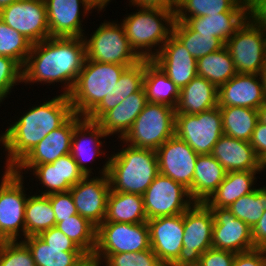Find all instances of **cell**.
Returning a JSON list of instances; mask_svg holds the SVG:
<instances>
[{
	"label": "cell",
	"mask_w": 266,
	"mask_h": 266,
	"mask_svg": "<svg viewBox=\"0 0 266 266\" xmlns=\"http://www.w3.org/2000/svg\"><path fill=\"white\" fill-rule=\"evenodd\" d=\"M86 59L84 37H49L32 44L23 66V82L26 84L63 82L69 95Z\"/></svg>",
	"instance_id": "6da1fadb"
},
{
	"label": "cell",
	"mask_w": 266,
	"mask_h": 266,
	"mask_svg": "<svg viewBox=\"0 0 266 266\" xmlns=\"http://www.w3.org/2000/svg\"><path fill=\"white\" fill-rule=\"evenodd\" d=\"M73 114L69 96L62 93L39 106H32L0 135V144L8 152L5 169H13L45 136Z\"/></svg>",
	"instance_id": "7a4b0ae2"
},
{
	"label": "cell",
	"mask_w": 266,
	"mask_h": 266,
	"mask_svg": "<svg viewBox=\"0 0 266 266\" xmlns=\"http://www.w3.org/2000/svg\"><path fill=\"white\" fill-rule=\"evenodd\" d=\"M108 160L111 191L143 195L159 174L157 153L151 149L127 144Z\"/></svg>",
	"instance_id": "3957f363"
},
{
	"label": "cell",
	"mask_w": 266,
	"mask_h": 266,
	"mask_svg": "<svg viewBox=\"0 0 266 266\" xmlns=\"http://www.w3.org/2000/svg\"><path fill=\"white\" fill-rule=\"evenodd\" d=\"M139 9L138 12L124 17L121 24L130 46L137 55L141 59L152 60L172 35L175 11L159 7H139ZM157 45L159 49H155L156 52L152 51Z\"/></svg>",
	"instance_id": "277c9868"
},
{
	"label": "cell",
	"mask_w": 266,
	"mask_h": 266,
	"mask_svg": "<svg viewBox=\"0 0 266 266\" xmlns=\"http://www.w3.org/2000/svg\"><path fill=\"white\" fill-rule=\"evenodd\" d=\"M127 66L84 61L69 99L73 112L86 117L116 86Z\"/></svg>",
	"instance_id": "5b68a950"
},
{
	"label": "cell",
	"mask_w": 266,
	"mask_h": 266,
	"mask_svg": "<svg viewBox=\"0 0 266 266\" xmlns=\"http://www.w3.org/2000/svg\"><path fill=\"white\" fill-rule=\"evenodd\" d=\"M175 108L147 102L130 130L121 139L124 144L156 151L175 135Z\"/></svg>",
	"instance_id": "8992f818"
},
{
	"label": "cell",
	"mask_w": 266,
	"mask_h": 266,
	"mask_svg": "<svg viewBox=\"0 0 266 266\" xmlns=\"http://www.w3.org/2000/svg\"><path fill=\"white\" fill-rule=\"evenodd\" d=\"M84 40L88 60L127 67L142 60L130 46L122 24L104 21L90 39L84 36Z\"/></svg>",
	"instance_id": "52a82bcc"
},
{
	"label": "cell",
	"mask_w": 266,
	"mask_h": 266,
	"mask_svg": "<svg viewBox=\"0 0 266 266\" xmlns=\"http://www.w3.org/2000/svg\"><path fill=\"white\" fill-rule=\"evenodd\" d=\"M225 46L237 73L262 75L266 68V31L249 17L227 40Z\"/></svg>",
	"instance_id": "ba28073f"
},
{
	"label": "cell",
	"mask_w": 266,
	"mask_h": 266,
	"mask_svg": "<svg viewBox=\"0 0 266 266\" xmlns=\"http://www.w3.org/2000/svg\"><path fill=\"white\" fill-rule=\"evenodd\" d=\"M214 216L210 207L195 202L183 213V247L171 265L199 264L201 255L212 248Z\"/></svg>",
	"instance_id": "9c48e42d"
},
{
	"label": "cell",
	"mask_w": 266,
	"mask_h": 266,
	"mask_svg": "<svg viewBox=\"0 0 266 266\" xmlns=\"http://www.w3.org/2000/svg\"><path fill=\"white\" fill-rule=\"evenodd\" d=\"M1 181L0 241L18 240L21 231L25 238V205L28 197L23 192V176L13 169H6Z\"/></svg>",
	"instance_id": "30bf717a"
},
{
	"label": "cell",
	"mask_w": 266,
	"mask_h": 266,
	"mask_svg": "<svg viewBox=\"0 0 266 266\" xmlns=\"http://www.w3.org/2000/svg\"><path fill=\"white\" fill-rule=\"evenodd\" d=\"M223 134L219 106L195 115H175V135L184 140L198 155L211 154L213 146Z\"/></svg>",
	"instance_id": "8fae6325"
},
{
	"label": "cell",
	"mask_w": 266,
	"mask_h": 266,
	"mask_svg": "<svg viewBox=\"0 0 266 266\" xmlns=\"http://www.w3.org/2000/svg\"><path fill=\"white\" fill-rule=\"evenodd\" d=\"M147 222H103L97 227L96 247L93 254H119L150 249Z\"/></svg>",
	"instance_id": "7c38bea8"
},
{
	"label": "cell",
	"mask_w": 266,
	"mask_h": 266,
	"mask_svg": "<svg viewBox=\"0 0 266 266\" xmlns=\"http://www.w3.org/2000/svg\"><path fill=\"white\" fill-rule=\"evenodd\" d=\"M142 196L148 220L182 214L195 203L187 188L160 173Z\"/></svg>",
	"instance_id": "4fadbf2b"
},
{
	"label": "cell",
	"mask_w": 266,
	"mask_h": 266,
	"mask_svg": "<svg viewBox=\"0 0 266 266\" xmlns=\"http://www.w3.org/2000/svg\"><path fill=\"white\" fill-rule=\"evenodd\" d=\"M0 20L32 44L50 37L44 0H19L0 10Z\"/></svg>",
	"instance_id": "5bb4252c"
},
{
	"label": "cell",
	"mask_w": 266,
	"mask_h": 266,
	"mask_svg": "<svg viewBox=\"0 0 266 266\" xmlns=\"http://www.w3.org/2000/svg\"><path fill=\"white\" fill-rule=\"evenodd\" d=\"M108 162L109 160L103 165L100 178H90V175H86L69 190L78 214L96 227L104 222L107 199L111 190L107 175Z\"/></svg>",
	"instance_id": "9a60e30c"
},
{
	"label": "cell",
	"mask_w": 266,
	"mask_h": 266,
	"mask_svg": "<svg viewBox=\"0 0 266 266\" xmlns=\"http://www.w3.org/2000/svg\"><path fill=\"white\" fill-rule=\"evenodd\" d=\"M159 173L188 189L192 199V183L198 154L176 135L157 150Z\"/></svg>",
	"instance_id": "2e32d148"
},
{
	"label": "cell",
	"mask_w": 266,
	"mask_h": 266,
	"mask_svg": "<svg viewBox=\"0 0 266 266\" xmlns=\"http://www.w3.org/2000/svg\"><path fill=\"white\" fill-rule=\"evenodd\" d=\"M82 116L74 113L62 126L51 131L31 150L13 170L21 175V171L31 169L35 165L52 163L56 159L70 154L74 128Z\"/></svg>",
	"instance_id": "e0dca14e"
},
{
	"label": "cell",
	"mask_w": 266,
	"mask_h": 266,
	"mask_svg": "<svg viewBox=\"0 0 266 266\" xmlns=\"http://www.w3.org/2000/svg\"><path fill=\"white\" fill-rule=\"evenodd\" d=\"M213 216L212 248L236 254L254 249L252 229L228 208L210 207Z\"/></svg>",
	"instance_id": "ac0fdd59"
},
{
	"label": "cell",
	"mask_w": 266,
	"mask_h": 266,
	"mask_svg": "<svg viewBox=\"0 0 266 266\" xmlns=\"http://www.w3.org/2000/svg\"><path fill=\"white\" fill-rule=\"evenodd\" d=\"M150 246L164 266L173 264L183 247V213L147 220Z\"/></svg>",
	"instance_id": "d6986e66"
},
{
	"label": "cell",
	"mask_w": 266,
	"mask_h": 266,
	"mask_svg": "<svg viewBox=\"0 0 266 266\" xmlns=\"http://www.w3.org/2000/svg\"><path fill=\"white\" fill-rule=\"evenodd\" d=\"M152 61L179 90L197 76V60L173 34Z\"/></svg>",
	"instance_id": "ffe728a7"
},
{
	"label": "cell",
	"mask_w": 266,
	"mask_h": 266,
	"mask_svg": "<svg viewBox=\"0 0 266 266\" xmlns=\"http://www.w3.org/2000/svg\"><path fill=\"white\" fill-rule=\"evenodd\" d=\"M265 101L262 75L237 73L218 88L219 107L236 106L257 110Z\"/></svg>",
	"instance_id": "44dd1931"
},
{
	"label": "cell",
	"mask_w": 266,
	"mask_h": 266,
	"mask_svg": "<svg viewBox=\"0 0 266 266\" xmlns=\"http://www.w3.org/2000/svg\"><path fill=\"white\" fill-rule=\"evenodd\" d=\"M50 37H84L80 8L83 16L95 7L89 0H44Z\"/></svg>",
	"instance_id": "7402d4cb"
},
{
	"label": "cell",
	"mask_w": 266,
	"mask_h": 266,
	"mask_svg": "<svg viewBox=\"0 0 266 266\" xmlns=\"http://www.w3.org/2000/svg\"><path fill=\"white\" fill-rule=\"evenodd\" d=\"M211 155L227 172L265 171L250 142L223 134L213 146Z\"/></svg>",
	"instance_id": "603a6c76"
},
{
	"label": "cell",
	"mask_w": 266,
	"mask_h": 266,
	"mask_svg": "<svg viewBox=\"0 0 266 266\" xmlns=\"http://www.w3.org/2000/svg\"><path fill=\"white\" fill-rule=\"evenodd\" d=\"M31 170L47 189L40 195L67 192L85 176L71 154L62 156L52 163L35 165Z\"/></svg>",
	"instance_id": "cb8c5ba5"
},
{
	"label": "cell",
	"mask_w": 266,
	"mask_h": 266,
	"mask_svg": "<svg viewBox=\"0 0 266 266\" xmlns=\"http://www.w3.org/2000/svg\"><path fill=\"white\" fill-rule=\"evenodd\" d=\"M86 136L88 137L86 138ZM106 136L108 135L102 130L96 121H91L86 117H82L77 122L72 135L70 154L85 176H92V169L89 166L87 167L86 162L94 160L98 154L100 156L102 151L100 152L99 148L103 142L99 139Z\"/></svg>",
	"instance_id": "d4e9b609"
},
{
	"label": "cell",
	"mask_w": 266,
	"mask_h": 266,
	"mask_svg": "<svg viewBox=\"0 0 266 266\" xmlns=\"http://www.w3.org/2000/svg\"><path fill=\"white\" fill-rule=\"evenodd\" d=\"M147 102L146 92L143 88L104 113L96 122L108 136L119 133L118 138L121 141Z\"/></svg>",
	"instance_id": "484cf974"
},
{
	"label": "cell",
	"mask_w": 266,
	"mask_h": 266,
	"mask_svg": "<svg viewBox=\"0 0 266 266\" xmlns=\"http://www.w3.org/2000/svg\"><path fill=\"white\" fill-rule=\"evenodd\" d=\"M145 68L146 59L127 67L111 93L106 95L86 118L91 121H97L104 113L116 107L129 95L142 90L144 88Z\"/></svg>",
	"instance_id": "4316f807"
},
{
	"label": "cell",
	"mask_w": 266,
	"mask_h": 266,
	"mask_svg": "<svg viewBox=\"0 0 266 266\" xmlns=\"http://www.w3.org/2000/svg\"><path fill=\"white\" fill-rule=\"evenodd\" d=\"M218 106V88L207 79L196 76L180 89L176 114H199Z\"/></svg>",
	"instance_id": "83f0119b"
},
{
	"label": "cell",
	"mask_w": 266,
	"mask_h": 266,
	"mask_svg": "<svg viewBox=\"0 0 266 266\" xmlns=\"http://www.w3.org/2000/svg\"><path fill=\"white\" fill-rule=\"evenodd\" d=\"M226 173L211 154L198 155L192 183V200L205 203L222 183Z\"/></svg>",
	"instance_id": "f1b7e54d"
},
{
	"label": "cell",
	"mask_w": 266,
	"mask_h": 266,
	"mask_svg": "<svg viewBox=\"0 0 266 266\" xmlns=\"http://www.w3.org/2000/svg\"><path fill=\"white\" fill-rule=\"evenodd\" d=\"M147 220L142 195L110 190L104 222L134 224Z\"/></svg>",
	"instance_id": "f546056e"
},
{
	"label": "cell",
	"mask_w": 266,
	"mask_h": 266,
	"mask_svg": "<svg viewBox=\"0 0 266 266\" xmlns=\"http://www.w3.org/2000/svg\"><path fill=\"white\" fill-rule=\"evenodd\" d=\"M248 18V13H219L187 18L184 22L201 35L218 37L224 43L232 37Z\"/></svg>",
	"instance_id": "4dcf8cb0"
},
{
	"label": "cell",
	"mask_w": 266,
	"mask_h": 266,
	"mask_svg": "<svg viewBox=\"0 0 266 266\" xmlns=\"http://www.w3.org/2000/svg\"><path fill=\"white\" fill-rule=\"evenodd\" d=\"M259 171L227 172L217 190L205 202L209 207L228 208L240 197L253 192L255 175Z\"/></svg>",
	"instance_id": "1f68e13d"
},
{
	"label": "cell",
	"mask_w": 266,
	"mask_h": 266,
	"mask_svg": "<svg viewBox=\"0 0 266 266\" xmlns=\"http://www.w3.org/2000/svg\"><path fill=\"white\" fill-rule=\"evenodd\" d=\"M21 241L29 248L36 266H79L89 257L85 252H65V247L48 246L38 235Z\"/></svg>",
	"instance_id": "d6a6232c"
},
{
	"label": "cell",
	"mask_w": 266,
	"mask_h": 266,
	"mask_svg": "<svg viewBox=\"0 0 266 266\" xmlns=\"http://www.w3.org/2000/svg\"><path fill=\"white\" fill-rule=\"evenodd\" d=\"M219 13H248V0H178L175 21Z\"/></svg>",
	"instance_id": "836d02e7"
},
{
	"label": "cell",
	"mask_w": 266,
	"mask_h": 266,
	"mask_svg": "<svg viewBox=\"0 0 266 266\" xmlns=\"http://www.w3.org/2000/svg\"><path fill=\"white\" fill-rule=\"evenodd\" d=\"M144 89L148 102L176 108L180 90L152 60L148 59H146Z\"/></svg>",
	"instance_id": "e575fe53"
},
{
	"label": "cell",
	"mask_w": 266,
	"mask_h": 266,
	"mask_svg": "<svg viewBox=\"0 0 266 266\" xmlns=\"http://www.w3.org/2000/svg\"><path fill=\"white\" fill-rule=\"evenodd\" d=\"M236 74L231 54L226 46L197 59V76L207 79L217 88Z\"/></svg>",
	"instance_id": "d590c367"
},
{
	"label": "cell",
	"mask_w": 266,
	"mask_h": 266,
	"mask_svg": "<svg viewBox=\"0 0 266 266\" xmlns=\"http://www.w3.org/2000/svg\"><path fill=\"white\" fill-rule=\"evenodd\" d=\"M55 226V213L49 195L28 196L25 205V238L39 235Z\"/></svg>",
	"instance_id": "8d00e7d4"
},
{
	"label": "cell",
	"mask_w": 266,
	"mask_h": 266,
	"mask_svg": "<svg viewBox=\"0 0 266 266\" xmlns=\"http://www.w3.org/2000/svg\"><path fill=\"white\" fill-rule=\"evenodd\" d=\"M222 114L223 132L235 139L250 142L256 123L258 112L247 107H219Z\"/></svg>",
	"instance_id": "74e56055"
},
{
	"label": "cell",
	"mask_w": 266,
	"mask_h": 266,
	"mask_svg": "<svg viewBox=\"0 0 266 266\" xmlns=\"http://www.w3.org/2000/svg\"><path fill=\"white\" fill-rule=\"evenodd\" d=\"M172 34L186 47L196 60L216 52L225 46V43L218 37L201 35L193 31L182 21L174 22Z\"/></svg>",
	"instance_id": "f35d334b"
},
{
	"label": "cell",
	"mask_w": 266,
	"mask_h": 266,
	"mask_svg": "<svg viewBox=\"0 0 266 266\" xmlns=\"http://www.w3.org/2000/svg\"><path fill=\"white\" fill-rule=\"evenodd\" d=\"M56 228L63 232L88 256H92L96 247L97 227L79 214L72 215L56 223Z\"/></svg>",
	"instance_id": "ab89813d"
},
{
	"label": "cell",
	"mask_w": 266,
	"mask_h": 266,
	"mask_svg": "<svg viewBox=\"0 0 266 266\" xmlns=\"http://www.w3.org/2000/svg\"><path fill=\"white\" fill-rule=\"evenodd\" d=\"M228 209L251 229L256 225L266 209V187L255 189L232 203Z\"/></svg>",
	"instance_id": "60d3db41"
},
{
	"label": "cell",
	"mask_w": 266,
	"mask_h": 266,
	"mask_svg": "<svg viewBox=\"0 0 266 266\" xmlns=\"http://www.w3.org/2000/svg\"><path fill=\"white\" fill-rule=\"evenodd\" d=\"M31 47L29 40L0 20V56L10 57L23 67Z\"/></svg>",
	"instance_id": "b9f144b4"
},
{
	"label": "cell",
	"mask_w": 266,
	"mask_h": 266,
	"mask_svg": "<svg viewBox=\"0 0 266 266\" xmlns=\"http://www.w3.org/2000/svg\"><path fill=\"white\" fill-rule=\"evenodd\" d=\"M92 257L100 265L105 261V266H164L151 248L139 252L93 254Z\"/></svg>",
	"instance_id": "7bdbcfd3"
},
{
	"label": "cell",
	"mask_w": 266,
	"mask_h": 266,
	"mask_svg": "<svg viewBox=\"0 0 266 266\" xmlns=\"http://www.w3.org/2000/svg\"><path fill=\"white\" fill-rule=\"evenodd\" d=\"M0 266H36L29 248L22 241H0Z\"/></svg>",
	"instance_id": "ee69618b"
},
{
	"label": "cell",
	"mask_w": 266,
	"mask_h": 266,
	"mask_svg": "<svg viewBox=\"0 0 266 266\" xmlns=\"http://www.w3.org/2000/svg\"><path fill=\"white\" fill-rule=\"evenodd\" d=\"M18 82H23V67L10 57L0 56V102Z\"/></svg>",
	"instance_id": "f6af8a7d"
},
{
	"label": "cell",
	"mask_w": 266,
	"mask_h": 266,
	"mask_svg": "<svg viewBox=\"0 0 266 266\" xmlns=\"http://www.w3.org/2000/svg\"><path fill=\"white\" fill-rule=\"evenodd\" d=\"M49 200L55 213L56 223L78 214L70 191L50 194Z\"/></svg>",
	"instance_id": "bcb514c9"
},
{
	"label": "cell",
	"mask_w": 266,
	"mask_h": 266,
	"mask_svg": "<svg viewBox=\"0 0 266 266\" xmlns=\"http://www.w3.org/2000/svg\"><path fill=\"white\" fill-rule=\"evenodd\" d=\"M38 236L48 246L65 247V252H84L56 227L43 231Z\"/></svg>",
	"instance_id": "7dc6e473"
},
{
	"label": "cell",
	"mask_w": 266,
	"mask_h": 266,
	"mask_svg": "<svg viewBox=\"0 0 266 266\" xmlns=\"http://www.w3.org/2000/svg\"><path fill=\"white\" fill-rule=\"evenodd\" d=\"M236 253L210 248L200 257V266H232Z\"/></svg>",
	"instance_id": "c3c4849f"
},
{
	"label": "cell",
	"mask_w": 266,
	"mask_h": 266,
	"mask_svg": "<svg viewBox=\"0 0 266 266\" xmlns=\"http://www.w3.org/2000/svg\"><path fill=\"white\" fill-rule=\"evenodd\" d=\"M232 266H266V249L254 248L236 254Z\"/></svg>",
	"instance_id": "681fc988"
},
{
	"label": "cell",
	"mask_w": 266,
	"mask_h": 266,
	"mask_svg": "<svg viewBox=\"0 0 266 266\" xmlns=\"http://www.w3.org/2000/svg\"><path fill=\"white\" fill-rule=\"evenodd\" d=\"M250 144L254 149L256 156L266 165V124L257 121L255 129L253 131Z\"/></svg>",
	"instance_id": "f907efd6"
},
{
	"label": "cell",
	"mask_w": 266,
	"mask_h": 266,
	"mask_svg": "<svg viewBox=\"0 0 266 266\" xmlns=\"http://www.w3.org/2000/svg\"><path fill=\"white\" fill-rule=\"evenodd\" d=\"M248 17L266 31V0H248Z\"/></svg>",
	"instance_id": "816d5d0a"
},
{
	"label": "cell",
	"mask_w": 266,
	"mask_h": 266,
	"mask_svg": "<svg viewBox=\"0 0 266 266\" xmlns=\"http://www.w3.org/2000/svg\"><path fill=\"white\" fill-rule=\"evenodd\" d=\"M252 239L255 248L266 249V209L259 221L252 228Z\"/></svg>",
	"instance_id": "f5cc1de1"
},
{
	"label": "cell",
	"mask_w": 266,
	"mask_h": 266,
	"mask_svg": "<svg viewBox=\"0 0 266 266\" xmlns=\"http://www.w3.org/2000/svg\"><path fill=\"white\" fill-rule=\"evenodd\" d=\"M130 3L137 7H159L175 11L178 0H130Z\"/></svg>",
	"instance_id": "db71d44e"
},
{
	"label": "cell",
	"mask_w": 266,
	"mask_h": 266,
	"mask_svg": "<svg viewBox=\"0 0 266 266\" xmlns=\"http://www.w3.org/2000/svg\"><path fill=\"white\" fill-rule=\"evenodd\" d=\"M258 121L266 124V101L257 109Z\"/></svg>",
	"instance_id": "11a10c76"
},
{
	"label": "cell",
	"mask_w": 266,
	"mask_h": 266,
	"mask_svg": "<svg viewBox=\"0 0 266 266\" xmlns=\"http://www.w3.org/2000/svg\"><path fill=\"white\" fill-rule=\"evenodd\" d=\"M92 5L96 8L97 10L101 11L107 4L109 3L110 0H89Z\"/></svg>",
	"instance_id": "9f6ffc18"
},
{
	"label": "cell",
	"mask_w": 266,
	"mask_h": 266,
	"mask_svg": "<svg viewBox=\"0 0 266 266\" xmlns=\"http://www.w3.org/2000/svg\"><path fill=\"white\" fill-rule=\"evenodd\" d=\"M79 266H101L92 256H89L81 265Z\"/></svg>",
	"instance_id": "6f0895ef"
},
{
	"label": "cell",
	"mask_w": 266,
	"mask_h": 266,
	"mask_svg": "<svg viewBox=\"0 0 266 266\" xmlns=\"http://www.w3.org/2000/svg\"><path fill=\"white\" fill-rule=\"evenodd\" d=\"M19 0H0V10L4 7H7L8 5H11L13 2H16Z\"/></svg>",
	"instance_id": "680465c9"
},
{
	"label": "cell",
	"mask_w": 266,
	"mask_h": 266,
	"mask_svg": "<svg viewBox=\"0 0 266 266\" xmlns=\"http://www.w3.org/2000/svg\"><path fill=\"white\" fill-rule=\"evenodd\" d=\"M262 76L264 79L265 96H266V68L263 70Z\"/></svg>",
	"instance_id": "91938a15"
},
{
	"label": "cell",
	"mask_w": 266,
	"mask_h": 266,
	"mask_svg": "<svg viewBox=\"0 0 266 266\" xmlns=\"http://www.w3.org/2000/svg\"><path fill=\"white\" fill-rule=\"evenodd\" d=\"M169 266H200L199 264H190V265H169Z\"/></svg>",
	"instance_id": "94428289"
}]
</instances>
